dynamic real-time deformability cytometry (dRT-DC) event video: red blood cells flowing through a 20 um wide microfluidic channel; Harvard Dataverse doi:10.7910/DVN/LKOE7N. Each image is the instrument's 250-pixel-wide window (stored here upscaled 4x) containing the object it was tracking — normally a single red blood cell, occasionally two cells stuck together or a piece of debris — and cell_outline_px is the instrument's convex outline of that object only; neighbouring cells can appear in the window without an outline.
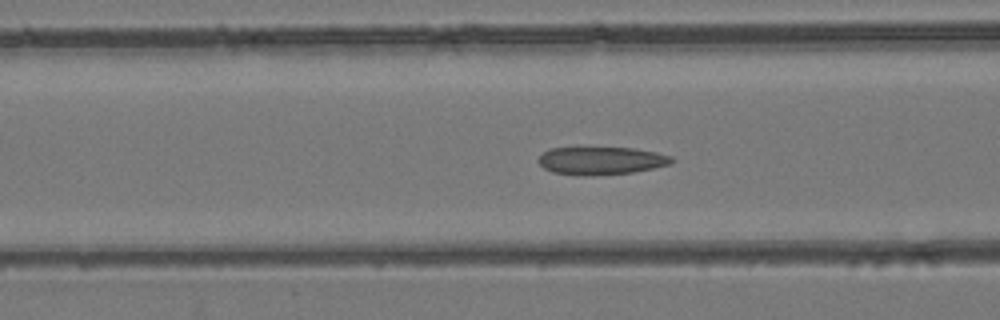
{"species": "common noctule bat (a hibernating species)", "species_latin": "Nyctalus noctula", "temperature_condition": "room temperature", "stored_images_in_passage": 35, "camera_frame_rate_fps": 3000, "um_per_image_px": 0.085, "animal": {"sex": "female", "body_mass_g": 24.6, "forearm_length_mm": 56.2}, "frame": {"image": 1, "passage_image": 6, "time_ms": 1.667, "image_size_px": [1000, 320], "cell_outline_px": [[676, 160], [672, 164], [632, 172], [592, 176], [576, 176], [552, 172], [544, 168], [536, 160], [544, 152], [552, 148], [632, 148], [656, 152], [672, 156]], "centroid_in_image_um": [51.1, 13.67], "position_along_channel_um": 115.5, "area_um2": 21.73}}
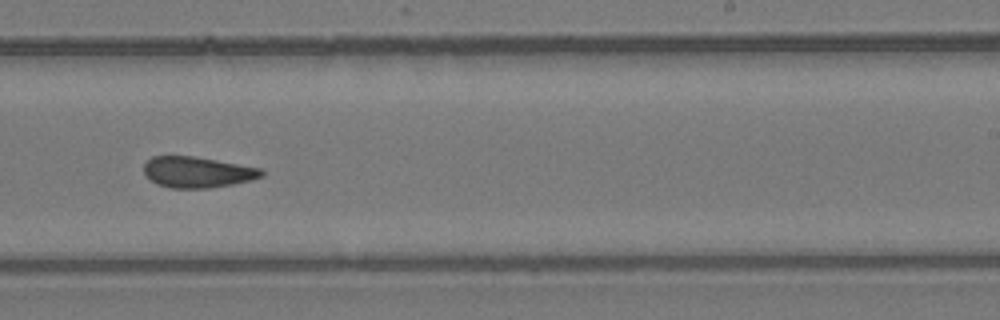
{"frame": {"image": 2, "passage_image": 17, "time_ms": 5.333, "image_size_px": [1000, 320], "cell_outline_px": [[264, 176], [252, 180], [232, 184], [208, 188], [168, 188], [156, 184], [144, 172], [144, 164], [152, 156], [192, 156], [216, 160], [260, 168], [264, 172]], "centroid_in_image_um": [16.78, 14.64], "position_along_channel_um": 272.2, "area_um2": 21.1}}
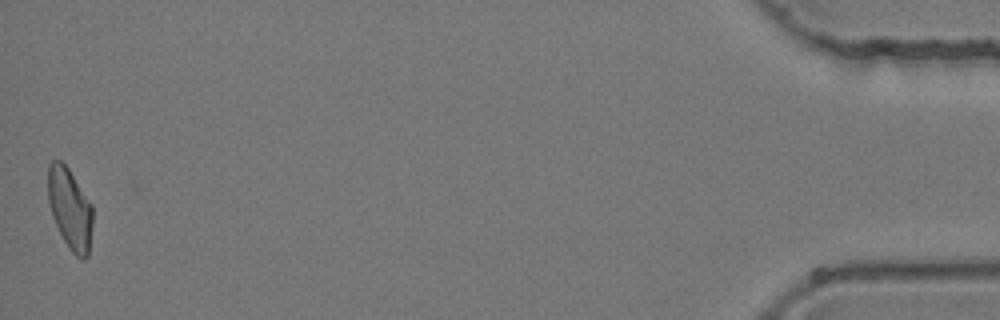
{"frame": {"image": 3, "passage_image": 35, "time_ms": 11.333, "image_size_px": [1000, 320], "cell_outline_px": [[92, 228], [88, 256], [84, 260], [80, 260], [68, 248], [52, 216], [48, 200], [48, 164], [52, 160], [60, 160], [68, 168], [92, 204]], "centroid_in_image_um": [5.95, 17.76], "position_along_channel_um": 429.3, "area_um2": 21.15}}